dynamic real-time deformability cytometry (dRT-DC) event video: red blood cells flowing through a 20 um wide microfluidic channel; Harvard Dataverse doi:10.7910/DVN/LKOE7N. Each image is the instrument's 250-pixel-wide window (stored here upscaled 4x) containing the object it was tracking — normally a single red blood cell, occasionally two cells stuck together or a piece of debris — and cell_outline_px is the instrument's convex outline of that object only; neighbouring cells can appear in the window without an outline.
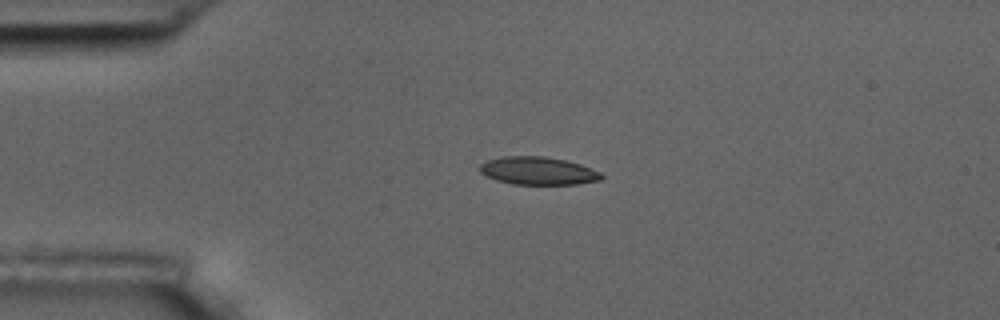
{"species": "common noctule bat (a hibernating species)", "species_latin": "Nyctalus noctula", "temperature_condition": "room temperature", "stored_images_in_passage": 2, "camera_frame_rate_fps": 3000, "um_per_image_px": 0.085, "animal": {"sex": "male", "body_mass_g": 17.5, "forearm_length_mm": 52.3}, "frame": {"image": 1, "passage_image": 1, "time_ms": 0.0, "image_size_px": [1000, 320], "cell_outline_px": [[604, 176], [600, 180], [576, 184], [512, 184], [496, 180], [480, 172], [480, 164], [488, 160], [504, 156], [544, 156], [564, 160], [580, 164], [600, 172]], "centroid_in_image_um": [45.73, 14.52], "position_along_channel_um": 39.3, "area_um2": 19.59}}